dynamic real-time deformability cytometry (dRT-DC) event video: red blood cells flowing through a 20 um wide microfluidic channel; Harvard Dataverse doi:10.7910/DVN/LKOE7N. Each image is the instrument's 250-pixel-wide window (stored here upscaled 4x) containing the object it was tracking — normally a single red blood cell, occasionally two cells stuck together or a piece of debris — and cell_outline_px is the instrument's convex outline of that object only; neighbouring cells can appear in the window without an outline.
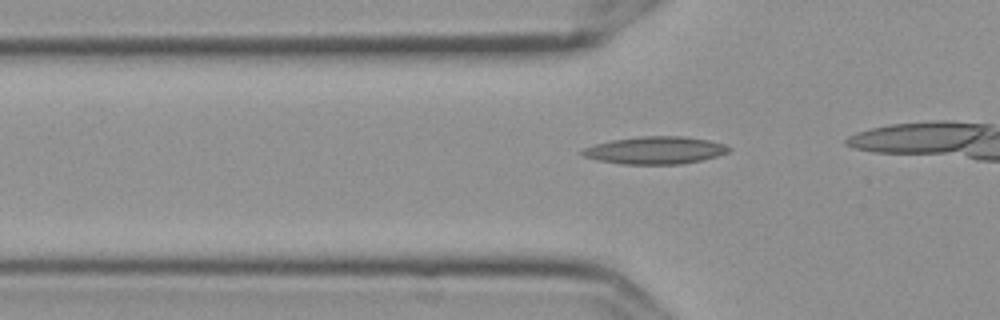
{"species": "Egyptian fruit bat (a non-hibernating species)", "species_latin": "Rousettus aegyptiacus", "temperature_condition": "cold", "stored_images_in_passage": 11, "camera_frame_rate_fps": 3000, "um_per_image_px": 0.085, "frame": {"image": 1, "passage_image": 5, "time_ms": 1.333, "image_size_px": [1000, 320], "cell_outline_px": [[732, 148], [728, 152], [716, 156], [700, 160], [680, 164], [624, 164], [600, 160], [584, 156], [580, 152], [584, 148], [596, 144], [612, 140], [640, 136], [684, 136], [708, 140], [724, 144]], "centroid_in_image_um": [55.71, 12.76], "position_along_channel_um": 70.1, "area_um2": 23.18}}
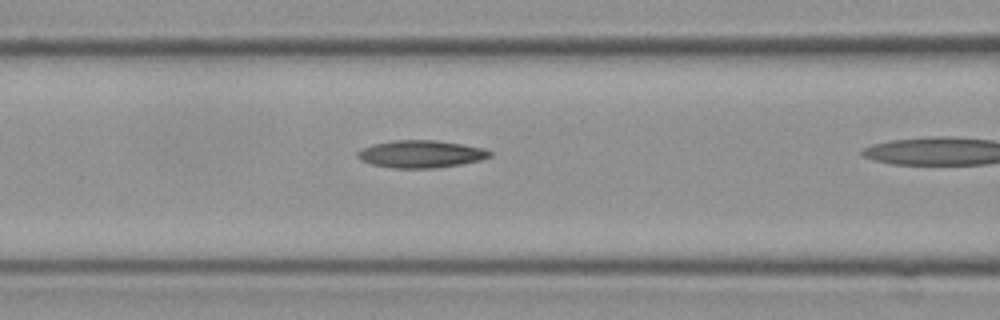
{"frame": {"image": 2, "passage_image": 10, "time_ms": 3.0, "image_size_px": [1000, 320], "cell_outline_px": [[492, 156], [480, 160], [460, 164], [432, 168], [392, 168], [372, 164], [360, 160], [356, 156], [356, 152], [360, 148], [372, 144], [392, 140], [436, 140], [464, 144], [484, 148], [492, 152]], "centroid_in_image_um": [35.74, 13.08], "position_along_channel_um": 130.9, "area_um2": 21.33}}